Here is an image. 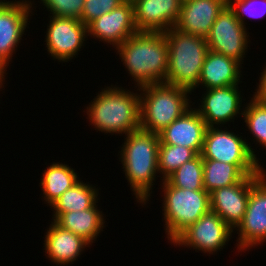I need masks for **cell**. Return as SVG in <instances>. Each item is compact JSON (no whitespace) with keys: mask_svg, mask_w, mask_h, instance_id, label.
<instances>
[{"mask_svg":"<svg viewBox=\"0 0 266 266\" xmlns=\"http://www.w3.org/2000/svg\"><path fill=\"white\" fill-rule=\"evenodd\" d=\"M162 182L165 233L172 243L185 229L211 210L210 193L206 190L174 187L166 180Z\"/></svg>","mask_w":266,"mask_h":266,"instance_id":"cell-6","label":"cell"},{"mask_svg":"<svg viewBox=\"0 0 266 266\" xmlns=\"http://www.w3.org/2000/svg\"><path fill=\"white\" fill-rule=\"evenodd\" d=\"M4 74L6 75L7 73L0 66V79L4 76Z\"/></svg>","mask_w":266,"mask_h":266,"instance_id":"cell-32","label":"cell"},{"mask_svg":"<svg viewBox=\"0 0 266 266\" xmlns=\"http://www.w3.org/2000/svg\"><path fill=\"white\" fill-rule=\"evenodd\" d=\"M95 187L79 180L51 205L54 211L52 220L55 221L62 213L92 208L98 203L99 189Z\"/></svg>","mask_w":266,"mask_h":266,"instance_id":"cell-22","label":"cell"},{"mask_svg":"<svg viewBox=\"0 0 266 266\" xmlns=\"http://www.w3.org/2000/svg\"><path fill=\"white\" fill-rule=\"evenodd\" d=\"M165 180L174 187L189 190H205L203 183V159L201 154L182 164Z\"/></svg>","mask_w":266,"mask_h":266,"instance_id":"cell-25","label":"cell"},{"mask_svg":"<svg viewBox=\"0 0 266 266\" xmlns=\"http://www.w3.org/2000/svg\"><path fill=\"white\" fill-rule=\"evenodd\" d=\"M103 215L95 204L86 210L62 213L55 222L75 235L81 236L92 246L97 236L103 231L105 223Z\"/></svg>","mask_w":266,"mask_h":266,"instance_id":"cell-21","label":"cell"},{"mask_svg":"<svg viewBox=\"0 0 266 266\" xmlns=\"http://www.w3.org/2000/svg\"><path fill=\"white\" fill-rule=\"evenodd\" d=\"M40 2L50 11L52 16L80 20L85 0H40Z\"/></svg>","mask_w":266,"mask_h":266,"instance_id":"cell-29","label":"cell"},{"mask_svg":"<svg viewBox=\"0 0 266 266\" xmlns=\"http://www.w3.org/2000/svg\"><path fill=\"white\" fill-rule=\"evenodd\" d=\"M258 175L245 176L239 183L216 189L210 193V209L235 230L247 209L252 181Z\"/></svg>","mask_w":266,"mask_h":266,"instance_id":"cell-15","label":"cell"},{"mask_svg":"<svg viewBox=\"0 0 266 266\" xmlns=\"http://www.w3.org/2000/svg\"><path fill=\"white\" fill-rule=\"evenodd\" d=\"M233 230L213 211L202 215L185 229L172 243L214 254L230 241ZM230 238V239H229Z\"/></svg>","mask_w":266,"mask_h":266,"instance_id":"cell-10","label":"cell"},{"mask_svg":"<svg viewBox=\"0 0 266 266\" xmlns=\"http://www.w3.org/2000/svg\"><path fill=\"white\" fill-rule=\"evenodd\" d=\"M264 71L261 72V76L259 78V84L257 86L255 94H253L254 98L258 101L266 103V66Z\"/></svg>","mask_w":266,"mask_h":266,"instance_id":"cell-31","label":"cell"},{"mask_svg":"<svg viewBox=\"0 0 266 266\" xmlns=\"http://www.w3.org/2000/svg\"><path fill=\"white\" fill-rule=\"evenodd\" d=\"M123 3V0H85L80 21L87 26L94 19L111 12Z\"/></svg>","mask_w":266,"mask_h":266,"instance_id":"cell-30","label":"cell"},{"mask_svg":"<svg viewBox=\"0 0 266 266\" xmlns=\"http://www.w3.org/2000/svg\"><path fill=\"white\" fill-rule=\"evenodd\" d=\"M88 36L115 47L138 32L134 22L133 4L124 2L111 12L103 14L87 25Z\"/></svg>","mask_w":266,"mask_h":266,"instance_id":"cell-14","label":"cell"},{"mask_svg":"<svg viewBox=\"0 0 266 266\" xmlns=\"http://www.w3.org/2000/svg\"><path fill=\"white\" fill-rule=\"evenodd\" d=\"M228 0H182L175 28L187 34L207 37Z\"/></svg>","mask_w":266,"mask_h":266,"instance_id":"cell-17","label":"cell"},{"mask_svg":"<svg viewBox=\"0 0 266 266\" xmlns=\"http://www.w3.org/2000/svg\"><path fill=\"white\" fill-rule=\"evenodd\" d=\"M243 63L237 60L213 52L208 51L202 69L198 85H203L202 88L214 89L227 86L239 85L241 75V68Z\"/></svg>","mask_w":266,"mask_h":266,"instance_id":"cell-20","label":"cell"},{"mask_svg":"<svg viewBox=\"0 0 266 266\" xmlns=\"http://www.w3.org/2000/svg\"><path fill=\"white\" fill-rule=\"evenodd\" d=\"M168 42L166 84L194 91L209 51L205 37L187 34L175 27L164 32Z\"/></svg>","mask_w":266,"mask_h":266,"instance_id":"cell-4","label":"cell"},{"mask_svg":"<svg viewBox=\"0 0 266 266\" xmlns=\"http://www.w3.org/2000/svg\"><path fill=\"white\" fill-rule=\"evenodd\" d=\"M5 75L0 79V89H2V85L4 84L5 82Z\"/></svg>","mask_w":266,"mask_h":266,"instance_id":"cell-33","label":"cell"},{"mask_svg":"<svg viewBox=\"0 0 266 266\" xmlns=\"http://www.w3.org/2000/svg\"><path fill=\"white\" fill-rule=\"evenodd\" d=\"M5 1H6V0H3V1H2V0H0V5H1V4H3Z\"/></svg>","mask_w":266,"mask_h":266,"instance_id":"cell-35","label":"cell"},{"mask_svg":"<svg viewBox=\"0 0 266 266\" xmlns=\"http://www.w3.org/2000/svg\"><path fill=\"white\" fill-rule=\"evenodd\" d=\"M208 126L193 108L159 133L160 144L178 145L201 154Z\"/></svg>","mask_w":266,"mask_h":266,"instance_id":"cell-18","label":"cell"},{"mask_svg":"<svg viewBox=\"0 0 266 266\" xmlns=\"http://www.w3.org/2000/svg\"><path fill=\"white\" fill-rule=\"evenodd\" d=\"M202 95L201 105L193 109L204 119L208 127L234 122L237 114H243V111L240 113L242 97L238 85L206 89Z\"/></svg>","mask_w":266,"mask_h":266,"instance_id":"cell-13","label":"cell"},{"mask_svg":"<svg viewBox=\"0 0 266 266\" xmlns=\"http://www.w3.org/2000/svg\"><path fill=\"white\" fill-rule=\"evenodd\" d=\"M115 49L138 88L165 83L168 42L164 32L138 31Z\"/></svg>","mask_w":266,"mask_h":266,"instance_id":"cell-1","label":"cell"},{"mask_svg":"<svg viewBox=\"0 0 266 266\" xmlns=\"http://www.w3.org/2000/svg\"><path fill=\"white\" fill-rule=\"evenodd\" d=\"M31 8L29 0L5 1L0 5V66L5 72L29 24Z\"/></svg>","mask_w":266,"mask_h":266,"instance_id":"cell-12","label":"cell"},{"mask_svg":"<svg viewBox=\"0 0 266 266\" xmlns=\"http://www.w3.org/2000/svg\"><path fill=\"white\" fill-rule=\"evenodd\" d=\"M235 230L238 231L236 246L241 252L266 241V172L264 168L252 181L246 212Z\"/></svg>","mask_w":266,"mask_h":266,"instance_id":"cell-8","label":"cell"},{"mask_svg":"<svg viewBox=\"0 0 266 266\" xmlns=\"http://www.w3.org/2000/svg\"><path fill=\"white\" fill-rule=\"evenodd\" d=\"M198 154L190 148L178 145L160 144L158 151V171L165 180L182 164L195 158Z\"/></svg>","mask_w":266,"mask_h":266,"instance_id":"cell-26","label":"cell"},{"mask_svg":"<svg viewBox=\"0 0 266 266\" xmlns=\"http://www.w3.org/2000/svg\"><path fill=\"white\" fill-rule=\"evenodd\" d=\"M242 117L250 133L255 137L256 144L266 148V103L251 98Z\"/></svg>","mask_w":266,"mask_h":266,"instance_id":"cell-27","label":"cell"},{"mask_svg":"<svg viewBox=\"0 0 266 266\" xmlns=\"http://www.w3.org/2000/svg\"><path fill=\"white\" fill-rule=\"evenodd\" d=\"M138 90L141 92L140 128L148 132L159 134L192 106L189 100L192 91L182 87L158 83Z\"/></svg>","mask_w":266,"mask_h":266,"instance_id":"cell-5","label":"cell"},{"mask_svg":"<svg viewBox=\"0 0 266 266\" xmlns=\"http://www.w3.org/2000/svg\"><path fill=\"white\" fill-rule=\"evenodd\" d=\"M124 2H131L133 3L135 0H123Z\"/></svg>","mask_w":266,"mask_h":266,"instance_id":"cell-34","label":"cell"},{"mask_svg":"<svg viewBox=\"0 0 266 266\" xmlns=\"http://www.w3.org/2000/svg\"><path fill=\"white\" fill-rule=\"evenodd\" d=\"M246 29L227 4L218 14L206 37L209 50L231 57L239 63L243 62L250 42Z\"/></svg>","mask_w":266,"mask_h":266,"instance_id":"cell-9","label":"cell"},{"mask_svg":"<svg viewBox=\"0 0 266 266\" xmlns=\"http://www.w3.org/2000/svg\"><path fill=\"white\" fill-rule=\"evenodd\" d=\"M50 21L45 35L48 55L59 62H68L84 46L88 36L87 26L78 19L49 16Z\"/></svg>","mask_w":266,"mask_h":266,"instance_id":"cell-11","label":"cell"},{"mask_svg":"<svg viewBox=\"0 0 266 266\" xmlns=\"http://www.w3.org/2000/svg\"><path fill=\"white\" fill-rule=\"evenodd\" d=\"M208 127L201 152L202 159L234 164L245 176L259 175L263 168L251 144L239 134L222 128Z\"/></svg>","mask_w":266,"mask_h":266,"instance_id":"cell-7","label":"cell"},{"mask_svg":"<svg viewBox=\"0 0 266 266\" xmlns=\"http://www.w3.org/2000/svg\"><path fill=\"white\" fill-rule=\"evenodd\" d=\"M244 177L245 175L234 164L203 159L204 189L209 193L222 187L235 185Z\"/></svg>","mask_w":266,"mask_h":266,"instance_id":"cell-24","label":"cell"},{"mask_svg":"<svg viewBox=\"0 0 266 266\" xmlns=\"http://www.w3.org/2000/svg\"><path fill=\"white\" fill-rule=\"evenodd\" d=\"M132 4L138 31L165 32L175 27L182 0H135Z\"/></svg>","mask_w":266,"mask_h":266,"instance_id":"cell-16","label":"cell"},{"mask_svg":"<svg viewBox=\"0 0 266 266\" xmlns=\"http://www.w3.org/2000/svg\"><path fill=\"white\" fill-rule=\"evenodd\" d=\"M44 242L46 257L60 266L73 264L83 249L91 245L84 238L62 228L55 221H52L48 228Z\"/></svg>","mask_w":266,"mask_h":266,"instance_id":"cell-19","label":"cell"},{"mask_svg":"<svg viewBox=\"0 0 266 266\" xmlns=\"http://www.w3.org/2000/svg\"><path fill=\"white\" fill-rule=\"evenodd\" d=\"M228 5L244 27L246 17L260 19L266 16V0H228Z\"/></svg>","mask_w":266,"mask_h":266,"instance_id":"cell-28","label":"cell"},{"mask_svg":"<svg viewBox=\"0 0 266 266\" xmlns=\"http://www.w3.org/2000/svg\"><path fill=\"white\" fill-rule=\"evenodd\" d=\"M86 114L95 130L126 136L140 129V95L111 85L98 92Z\"/></svg>","mask_w":266,"mask_h":266,"instance_id":"cell-3","label":"cell"},{"mask_svg":"<svg viewBox=\"0 0 266 266\" xmlns=\"http://www.w3.org/2000/svg\"><path fill=\"white\" fill-rule=\"evenodd\" d=\"M42 173L40 186L44 195V200L51 206L66 190L74 186L79 177L77 172L67 164L52 163Z\"/></svg>","mask_w":266,"mask_h":266,"instance_id":"cell-23","label":"cell"},{"mask_svg":"<svg viewBox=\"0 0 266 266\" xmlns=\"http://www.w3.org/2000/svg\"><path fill=\"white\" fill-rule=\"evenodd\" d=\"M120 159L137 203L146 205L158 171L159 134L138 129L125 136ZM156 174V175H155ZM153 183V184H152ZM151 190V192H150Z\"/></svg>","mask_w":266,"mask_h":266,"instance_id":"cell-2","label":"cell"}]
</instances>
